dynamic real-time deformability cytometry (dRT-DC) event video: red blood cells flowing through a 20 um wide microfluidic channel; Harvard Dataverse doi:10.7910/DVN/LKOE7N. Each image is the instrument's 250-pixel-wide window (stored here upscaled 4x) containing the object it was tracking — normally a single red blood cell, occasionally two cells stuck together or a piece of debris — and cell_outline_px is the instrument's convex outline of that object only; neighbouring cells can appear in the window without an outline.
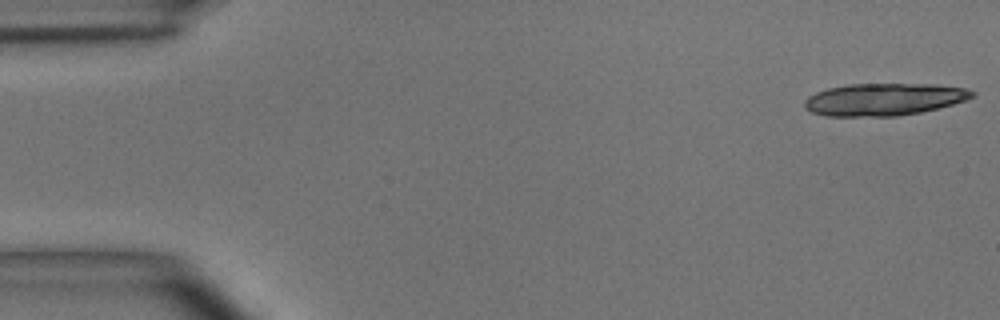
{"species": "common noctule bat (a hibernating species)", "species_latin": "Nyctalus noctula", "temperature_condition": "room temperature", "stored_images_in_passage": 15, "camera_frame_rate_fps": 3000, "um_per_image_px": 0.085, "animal": {"sex": "male", "body_mass_g": 15.6}, "frame": {"image": 1, "passage_image": 1, "time_ms": 0.0, "image_size_px": [1000, 320], "cell_outline_px": [[976, 96], [952, 104], [920, 112], [896, 116], [824, 116], [812, 112], [804, 108], [804, 100], [808, 96], [816, 92], [828, 88], [848, 84], [936, 84], [964, 88], [976, 92]], "centroid_in_image_um": [75.11, 8.44], "position_along_channel_um": 9.9, "area_um2": 31.56}}